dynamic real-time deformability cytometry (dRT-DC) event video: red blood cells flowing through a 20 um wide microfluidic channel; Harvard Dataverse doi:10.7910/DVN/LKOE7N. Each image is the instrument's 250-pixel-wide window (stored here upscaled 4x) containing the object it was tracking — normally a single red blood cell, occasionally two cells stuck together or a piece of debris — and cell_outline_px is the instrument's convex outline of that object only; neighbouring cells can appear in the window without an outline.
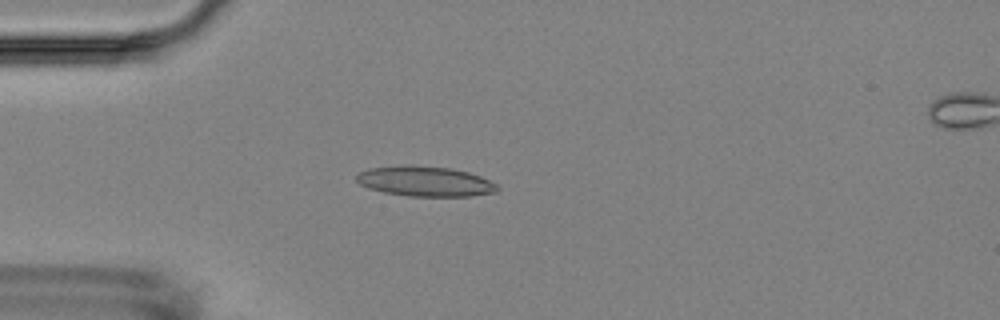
{"species": "Egyptian fruit bat (a non-hibernating species)", "species_latin": "Rousettus aegyptiacus", "temperature_condition": "room temperature", "stored_images_in_passage": 6, "camera_frame_rate_fps": 3000, "um_per_image_px": 0.085, "animal": {"sex": "female"}, "frame": {"image": 1, "passage_image": 5, "time_ms": 4.667, "image_size_px": [1000, 320], "cell_outline_px": [[500, 188], [496, 192], [472, 196], [408, 196], [384, 192], [368, 188], [360, 184], [356, 180], [356, 176], [360, 172], [368, 168], [404, 164], [452, 168], [468, 172], [480, 176], [496, 184]], "centroid_in_image_um": [36.12, 15.4], "position_along_channel_um": 48.9, "area_um2": 24.85}}